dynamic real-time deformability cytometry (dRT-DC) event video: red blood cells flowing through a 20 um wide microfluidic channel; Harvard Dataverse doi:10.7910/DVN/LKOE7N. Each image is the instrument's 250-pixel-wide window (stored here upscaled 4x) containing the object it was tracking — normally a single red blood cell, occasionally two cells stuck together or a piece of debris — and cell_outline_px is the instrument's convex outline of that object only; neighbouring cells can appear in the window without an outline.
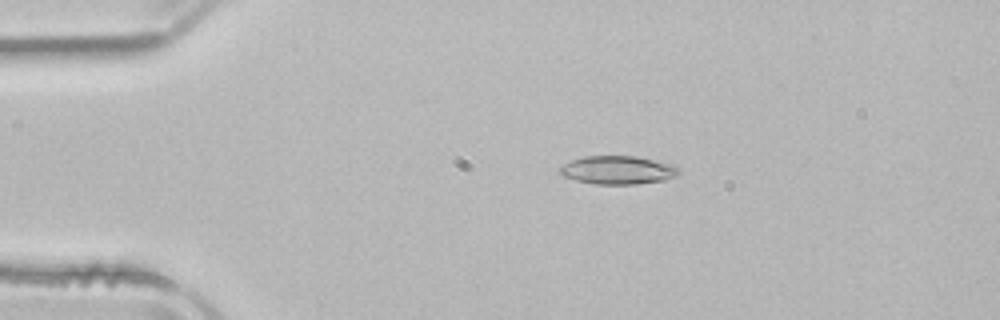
{"species": "common noctule bat (a hibernating species)", "species_latin": "Nyctalus noctula", "temperature_condition": "room temperature", "stored_images_in_passage": 50, "segment_of_instrument_passage": [1, 2], "camera_frame_rate_fps": 3000, "um_per_image_px": 0.085, "animal": {"sex": "male", "body_mass_g": 21.5, "forearm_length_mm": 52.0}, "frame": {"image": 1, "passage_image": 11, "time_ms": 3.333, "image_size_px": [1000, 320], "cell_outline_px": [[680, 172], [676, 176], [664, 180], [636, 184], [596, 184], [576, 180], [564, 176], [560, 172], [560, 168], [564, 164], [572, 160], [584, 156], [636, 156], [676, 164], [680, 168]], "centroid_in_image_um": [52.58, 14.45], "position_along_channel_um": 32.4, "area_um2": 19.71}}